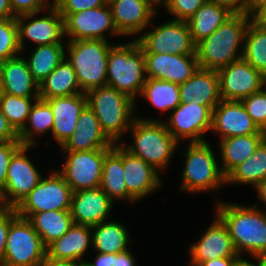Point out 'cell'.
Returning a JSON list of instances; mask_svg holds the SVG:
<instances>
[{"label":"cell","instance_id":"1","mask_svg":"<svg viewBox=\"0 0 266 266\" xmlns=\"http://www.w3.org/2000/svg\"><path fill=\"white\" fill-rule=\"evenodd\" d=\"M216 206L214 214L227 226L239 257L246 252L254 258H266V211L222 201Z\"/></svg>","mask_w":266,"mask_h":266},{"label":"cell","instance_id":"2","mask_svg":"<svg viewBox=\"0 0 266 266\" xmlns=\"http://www.w3.org/2000/svg\"><path fill=\"white\" fill-rule=\"evenodd\" d=\"M254 18L251 14H232L210 36L196 45L199 68L218 70L243 57L246 29ZM241 43V44H240ZM238 52V54H237Z\"/></svg>","mask_w":266,"mask_h":266},{"label":"cell","instance_id":"3","mask_svg":"<svg viewBox=\"0 0 266 266\" xmlns=\"http://www.w3.org/2000/svg\"><path fill=\"white\" fill-rule=\"evenodd\" d=\"M129 130L134 145L122 144L123 147L156 170L165 172L179 142L167 130L164 121L136 117Z\"/></svg>","mask_w":266,"mask_h":266},{"label":"cell","instance_id":"4","mask_svg":"<svg viewBox=\"0 0 266 266\" xmlns=\"http://www.w3.org/2000/svg\"><path fill=\"white\" fill-rule=\"evenodd\" d=\"M86 97L105 135L114 144L121 143L122 133L128 131L136 118L133 117L136 102L109 85L88 91Z\"/></svg>","mask_w":266,"mask_h":266},{"label":"cell","instance_id":"5","mask_svg":"<svg viewBox=\"0 0 266 266\" xmlns=\"http://www.w3.org/2000/svg\"><path fill=\"white\" fill-rule=\"evenodd\" d=\"M147 79L144 52L134 39L113 45L108 54L107 85L136 100Z\"/></svg>","mask_w":266,"mask_h":266},{"label":"cell","instance_id":"6","mask_svg":"<svg viewBox=\"0 0 266 266\" xmlns=\"http://www.w3.org/2000/svg\"><path fill=\"white\" fill-rule=\"evenodd\" d=\"M65 55L73 67L82 93L107 85V61L110 48L108 41L80 39L68 41Z\"/></svg>","mask_w":266,"mask_h":266},{"label":"cell","instance_id":"7","mask_svg":"<svg viewBox=\"0 0 266 266\" xmlns=\"http://www.w3.org/2000/svg\"><path fill=\"white\" fill-rule=\"evenodd\" d=\"M186 150L180 190L186 193H200L212 189L220 190L221 186L226 185V177L207 141L189 142Z\"/></svg>","mask_w":266,"mask_h":266},{"label":"cell","instance_id":"8","mask_svg":"<svg viewBox=\"0 0 266 266\" xmlns=\"http://www.w3.org/2000/svg\"><path fill=\"white\" fill-rule=\"evenodd\" d=\"M46 256V247L32 223L17 216L10 224L4 259L0 266H40Z\"/></svg>","mask_w":266,"mask_h":266},{"label":"cell","instance_id":"9","mask_svg":"<svg viewBox=\"0 0 266 266\" xmlns=\"http://www.w3.org/2000/svg\"><path fill=\"white\" fill-rule=\"evenodd\" d=\"M52 172L15 208L18 216L29 219L34 213L43 211L71 210L73 191L58 171Z\"/></svg>","mask_w":266,"mask_h":266},{"label":"cell","instance_id":"10","mask_svg":"<svg viewBox=\"0 0 266 266\" xmlns=\"http://www.w3.org/2000/svg\"><path fill=\"white\" fill-rule=\"evenodd\" d=\"M110 149L65 152L67 156L63 169L58 172L73 192L99 188L102 181L103 162Z\"/></svg>","mask_w":266,"mask_h":266},{"label":"cell","instance_id":"11","mask_svg":"<svg viewBox=\"0 0 266 266\" xmlns=\"http://www.w3.org/2000/svg\"><path fill=\"white\" fill-rule=\"evenodd\" d=\"M32 147L22 145L9 162L6 184L0 191L4 207L16 208L42 179L40 172L25 154Z\"/></svg>","mask_w":266,"mask_h":266},{"label":"cell","instance_id":"12","mask_svg":"<svg viewBox=\"0 0 266 266\" xmlns=\"http://www.w3.org/2000/svg\"><path fill=\"white\" fill-rule=\"evenodd\" d=\"M135 40L144 53L196 54L188 24L182 20L172 19Z\"/></svg>","mask_w":266,"mask_h":266},{"label":"cell","instance_id":"13","mask_svg":"<svg viewBox=\"0 0 266 266\" xmlns=\"http://www.w3.org/2000/svg\"><path fill=\"white\" fill-rule=\"evenodd\" d=\"M222 100L242 99L266 86V77L243 57L217 70Z\"/></svg>","mask_w":266,"mask_h":266},{"label":"cell","instance_id":"14","mask_svg":"<svg viewBox=\"0 0 266 266\" xmlns=\"http://www.w3.org/2000/svg\"><path fill=\"white\" fill-rule=\"evenodd\" d=\"M164 123L178 142L181 138H188L190 143L204 142L207 141L204 133L211 132L212 111L207 106L194 104V102L180 103L173 110L169 122Z\"/></svg>","mask_w":266,"mask_h":266},{"label":"cell","instance_id":"15","mask_svg":"<svg viewBox=\"0 0 266 266\" xmlns=\"http://www.w3.org/2000/svg\"><path fill=\"white\" fill-rule=\"evenodd\" d=\"M120 36L113 22L109 4L69 14L64 19V35L69 41L80 39H101L107 41L104 33Z\"/></svg>","mask_w":266,"mask_h":266},{"label":"cell","instance_id":"16","mask_svg":"<svg viewBox=\"0 0 266 266\" xmlns=\"http://www.w3.org/2000/svg\"><path fill=\"white\" fill-rule=\"evenodd\" d=\"M49 15L34 19L38 13L24 14L16 17L18 24L19 46L25 49L24 38L33 41L36 46L62 44L64 35V18L51 4ZM29 19V20H28ZM30 19H32L30 21ZM29 22H28V21Z\"/></svg>","mask_w":266,"mask_h":266},{"label":"cell","instance_id":"17","mask_svg":"<svg viewBox=\"0 0 266 266\" xmlns=\"http://www.w3.org/2000/svg\"><path fill=\"white\" fill-rule=\"evenodd\" d=\"M147 78L182 84L199 68L197 55L144 53Z\"/></svg>","mask_w":266,"mask_h":266},{"label":"cell","instance_id":"18","mask_svg":"<svg viewBox=\"0 0 266 266\" xmlns=\"http://www.w3.org/2000/svg\"><path fill=\"white\" fill-rule=\"evenodd\" d=\"M211 131L219 133L220 139L239 135L266 134L253 122L243 103L236 100H221L212 110Z\"/></svg>","mask_w":266,"mask_h":266},{"label":"cell","instance_id":"19","mask_svg":"<svg viewBox=\"0 0 266 266\" xmlns=\"http://www.w3.org/2000/svg\"><path fill=\"white\" fill-rule=\"evenodd\" d=\"M215 217L213 223L202 234L201 239L189 248L192 266L217 258L239 257L227 226L217 215Z\"/></svg>","mask_w":266,"mask_h":266},{"label":"cell","instance_id":"20","mask_svg":"<svg viewBox=\"0 0 266 266\" xmlns=\"http://www.w3.org/2000/svg\"><path fill=\"white\" fill-rule=\"evenodd\" d=\"M113 22L120 35H134L152 24L155 6L149 0H111Z\"/></svg>","mask_w":266,"mask_h":266},{"label":"cell","instance_id":"21","mask_svg":"<svg viewBox=\"0 0 266 266\" xmlns=\"http://www.w3.org/2000/svg\"><path fill=\"white\" fill-rule=\"evenodd\" d=\"M124 181L127 200L134 203L161 187L158 171L123 147Z\"/></svg>","mask_w":266,"mask_h":266},{"label":"cell","instance_id":"22","mask_svg":"<svg viewBox=\"0 0 266 266\" xmlns=\"http://www.w3.org/2000/svg\"><path fill=\"white\" fill-rule=\"evenodd\" d=\"M113 201L99 187L73 192L71 216L75 224L93 227L107 221Z\"/></svg>","mask_w":266,"mask_h":266},{"label":"cell","instance_id":"23","mask_svg":"<svg viewBox=\"0 0 266 266\" xmlns=\"http://www.w3.org/2000/svg\"><path fill=\"white\" fill-rule=\"evenodd\" d=\"M114 143L103 132L94 111L87 105L77 119L73 134L61 146L63 152L112 148Z\"/></svg>","mask_w":266,"mask_h":266},{"label":"cell","instance_id":"24","mask_svg":"<svg viewBox=\"0 0 266 266\" xmlns=\"http://www.w3.org/2000/svg\"><path fill=\"white\" fill-rule=\"evenodd\" d=\"M180 103L207 106L211 111L222 100L217 70L198 68L184 83L179 84Z\"/></svg>","mask_w":266,"mask_h":266},{"label":"cell","instance_id":"25","mask_svg":"<svg viewBox=\"0 0 266 266\" xmlns=\"http://www.w3.org/2000/svg\"><path fill=\"white\" fill-rule=\"evenodd\" d=\"M53 111L54 124L52 136L60 147L73 134L77 119L87 106L86 93L45 99Z\"/></svg>","mask_w":266,"mask_h":266},{"label":"cell","instance_id":"26","mask_svg":"<svg viewBox=\"0 0 266 266\" xmlns=\"http://www.w3.org/2000/svg\"><path fill=\"white\" fill-rule=\"evenodd\" d=\"M92 228L73 224L60 238L46 247V256L59 260L82 261L81 259L92 246Z\"/></svg>","mask_w":266,"mask_h":266},{"label":"cell","instance_id":"27","mask_svg":"<svg viewBox=\"0 0 266 266\" xmlns=\"http://www.w3.org/2000/svg\"><path fill=\"white\" fill-rule=\"evenodd\" d=\"M5 93L17 97H39V84L31 75L23 57H14L0 63Z\"/></svg>","mask_w":266,"mask_h":266},{"label":"cell","instance_id":"28","mask_svg":"<svg viewBox=\"0 0 266 266\" xmlns=\"http://www.w3.org/2000/svg\"><path fill=\"white\" fill-rule=\"evenodd\" d=\"M266 138V134L239 135L221 139L219 142L222 166L226 177L235 167L249 158Z\"/></svg>","mask_w":266,"mask_h":266},{"label":"cell","instance_id":"29","mask_svg":"<svg viewBox=\"0 0 266 266\" xmlns=\"http://www.w3.org/2000/svg\"><path fill=\"white\" fill-rule=\"evenodd\" d=\"M100 188L112 201L127 199V187L124 181L122 143L114 144L105 155Z\"/></svg>","mask_w":266,"mask_h":266},{"label":"cell","instance_id":"30","mask_svg":"<svg viewBox=\"0 0 266 266\" xmlns=\"http://www.w3.org/2000/svg\"><path fill=\"white\" fill-rule=\"evenodd\" d=\"M231 15L226 8L208 0L186 21L194 44L210 36Z\"/></svg>","mask_w":266,"mask_h":266},{"label":"cell","instance_id":"31","mask_svg":"<svg viewBox=\"0 0 266 266\" xmlns=\"http://www.w3.org/2000/svg\"><path fill=\"white\" fill-rule=\"evenodd\" d=\"M82 93L76 73L66 58L39 84V99Z\"/></svg>","mask_w":266,"mask_h":266},{"label":"cell","instance_id":"32","mask_svg":"<svg viewBox=\"0 0 266 266\" xmlns=\"http://www.w3.org/2000/svg\"><path fill=\"white\" fill-rule=\"evenodd\" d=\"M92 228V248L97 253L117 254L128 249L127 228L119 222L104 221Z\"/></svg>","mask_w":266,"mask_h":266},{"label":"cell","instance_id":"33","mask_svg":"<svg viewBox=\"0 0 266 266\" xmlns=\"http://www.w3.org/2000/svg\"><path fill=\"white\" fill-rule=\"evenodd\" d=\"M28 220L40 235L45 247L63 236L74 224L70 210L34 213Z\"/></svg>","mask_w":266,"mask_h":266},{"label":"cell","instance_id":"34","mask_svg":"<svg viewBox=\"0 0 266 266\" xmlns=\"http://www.w3.org/2000/svg\"><path fill=\"white\" fill-rule=\"evenodd\" d=\"M243 58L266 77V24L254 17L245 32Z\"/></svg>","mask_w":266,"mask_h":266},{"label":"cell","instance_id":"35","mask_svg":"<svg viewBox=\"0 0 266 266\" xmlns=\"http://www.w3.org/2000/svg\"><path fill=\"white\" fill-rule=\"evenodd\" d=\"M266 179V138L255 152L244 162L235 167L227 176L226 184H250L255 187Z\"/></svg>","mask_w":266,"mask_h":266},{"label":"cell","instance_id":"36","mask_svg":"<svg viewBox=\"0 0 266 266\" xmlns=\"http://www.w3.org/2000/svg\"><path fill=\"white\" fill-rule=\"evenodd\" d=\"M65 45H38L25 59L34 80L40 84L65 58Z\"/></svg>","mask_w":266,"mask_h":266},{"label":"cell","instance_id":"37","mask_svg":"<svg viewBox=\"0 0 266 266\" xmlns=\"http://www.w3.org/2000/svg\"><path fill=\"white\" fill-rule=\"evenodd\" d=\"M53 124L52 108L45 100L37 99L32 105L25 127L18 133L19 141L22 145L36 146L34 136L52 132Z\"/></svg>","mask_w":266,"mask_h":266},{"label":"cell","instance_id":"38","mask_svg":"<svg viewBox=\"0 0 266 266\" xmlns=\"http://www.w3.org/2000/svg\"><path fill=\"white\" fill-rule=\"evenodd\" d=\"M140 96L163 112L173 111L180 104L179 84L147 78Z\"/></svg>","mask_w":266,"mask_h":266},{"label":"cell","instance_id":"39","mask_svg":"<svg viewBox=\"0 0 266 266\" xmlns=\"http://www.w3.org/2000/svg\"><path fill=\"white\" fill-rule=\"evenodd\" d=\"M37 99L39 97H17L9 93H4L0 98L1 110L17 133L25 127L32 105Z\"/></svg>","mask_w":266,"mask_h":266},{"label":"cell","instance_id":"40","mask_svg":"<svg viewBox=\"0 0 266 266\" xmlns=\"http://www.w3.org/2000/svg\"><path fill=\"white\" fill-rule=\"evenodd\" d=\"M18 24L16 17L0 19V63L20 56Z\"/></svg>","mask_w":266,"mask_h":266},{"label":"cell","instance_id":"41","mask_svg":"<svg viewBox=\"0 0 266 266\" xmlns=\"http://www.w3.org/2000/svg\"><path fill=\"white\" fill-rule=\"evenodd\" d=\"M264 86L261 90L241 100L247 113L252 118L257 127L266 132V90Z\"/></svg>","mask_w":266,"mask_h":266},{"label":"cell","instance_id":"42","mask_svg":"<svg viewBox=\"0 0 266 266\" xmlns=\"http://www.w3.org/2000/svg\"><path fill=\"white\" fill-rule=\"evenodd\" d=\"M208 0H166L165 9L175 20L187 21Z\"/></svg>","mask_w":266,"mask_h":266},{"label":"cell","instance_id":"43","mask_svg":"<svg viewBox=\"0 0 266 266\" xmlns=\"http://www.w3.org/2000/svg\"><path fill=\"white\" fill-rule=\"evenodd\" d=\"M52 5L59 11L65 19L69 14H74L83 10L102 7L108 4L106 0H52Z\"/></svg>","mask_w":266,"mask_h":266},{"label":"cell","instance_id":"44","mask_svg":"<svg viewBox=\"0 0 266 266\" xmlns=\"http://www.w3.org/2000/svg\"><path fill=\"white\" fill-rule=\"evenodd\" d=\"M21 146L20 141H0V191L6 184L9 162Z\"/></svg>","mask_w":266,"mask_h":266},{"label":"cell","instance_id":"45","mask_svg":"<svg viewBox=\"0 0 266 266\" xmlns=\"http://www.w3.org/2000/svg\"><path fill=\"white\" fill-rule=\"evenodd\" d=\"M10 6L15 17L30 14L40 13L42 10H47L52 3L50 0H9Z\"/></svg>","mask_w":266,"mask_h":266},{"label":"cell","instance_id":"46","mask_svg":"<svg viewBox=\"0 0 266 266\" xmlns=\"http://www.w3.org/2000/svg\"><path fill=\"white\" fill-rule=\"evenodd\" d=\"M17 216L15 208H8L4 206L0 207V263L4 259L9 226Z\"/></svg>","mask_w":266,"mask_h":266},{"label":"cell","instance_id":"47","mask_svg":"<svg viewBox=\"0 0 266 266\" xmlns=\"http://www.w3.org/2000/svg\"><path fill=\"white\" fill-rule=\"evenodd\" d=\"M226 8L232 14H248L247 0H209Z\"/></svg>","mask_w":266,"mask_h":266},{"label":"cell","instance_id":"48","mask_svg":"<svg viewBox=\"0 0 266 266\" xmlns=\"http://www.w3.org/2000/svg\"><path fill=\"white\" fill-rule=\"evenodd\" d=\"M0 141H19V135L10 125L0 107Z\"/></svg>","mask_w":266,"mask_h":266},{"label":"cell","instance_id":"49","mask_svg":"<svg viewBox=\"0 0 266 266\" xmlns=\"http://www.w3.org/2000/svg\"><path fill=\"white\" fill-rule=\"evenodd\" d=\"M135 258L129 249L117 253L112 266H135Z\"/></svg>","mask_w":266,"mask_h":266},{"label":"cell","instance_id":"50","mask_svg":"<svg viewBox=\"0 0 266 266\" xmlns=\"http://www.w3.org/2000/svg\"><path fill=\"white\" fill-rule=\"evenodd\" d=\"M248 14L258 17L266 9V0H247Z\"/></svg>","mask_w":266,"mask_h":266},{"label":"cell","instance_id":"51","mask_svg":"<svg viewBox=\"0 0 266 266\" xmlns=\"http://www.w3.org/2000/svg\"><path fill=\"white\" fill-rule=\"evenodd\" d=\"M239 257H223L201 262L197 266H232Z\"/></svg>","mask_w":266,"mask_h":266},{"label":"cell","instance_id":"52","mask_svg":"<svg viewBox=\"0 0 266 266\" xmlns=\"http://www.w3.org/2000/svg\"><path fill=\"white\" fill-rule=\"evenodd\" d=\"M115 257L116 254L98 253L94 262H89V264L91 266H112Z\"/></svg>","mask_w":266,"mask_h":266},{"label":"cell","instance_id":"53","mask_svg":"<svg viewBox=\"0 0 266 266\" xmlns=\"http://www.w3.org/2000/svg\"><path fill=\"white\" fill-rule=\"evenodd\" d=\"M40 266H78V262L70 260H59L45 256Z\"/></svg>","mask_w":266,"mask_h":266},{"label":"cell","instance_id":"54","mask_svg":"<svg viewBox=\"0 0 266 266\" xmlns=\"http://www.w3.org/2000/svg\"><path fill=\"white\" fill-rule=\"evenodd\" d=\"M15 17L13 15L10 1L9 0H0V19H8Z\"/></svg>","mask_w":266,"mask_h":266},{"label":"cell","instance_id":"55","mask_svg":"<svg viewBox=\"0 0 266 266\" xmlns=\"http://www.w3.org/2000/svg\"><path fill=\"white\" fill-rule=\"evenodd\" d=\"M254 188L258 192L259 201L264 202L266 205V179L258 183Z\"/></svg>","mask_w":266,"mask_h":266},{"label":"cell","instance_id":"56","mask_svg":"<svg viewBox=\"0 0 266 266\" xmlns=\"http://www.w3.org/2000/svg\"><path fill=\"white\" fill-rule=\"evenodd\" d=\"M232 266H256V264L253 262H249L248 260L240 256Z\"/></svg>","mask_w":266,"mask_h":266},{"label":"cell","instance_id":"57","mask_svg":"<svg viewBox=\"0 0 266 266\" xmlns=\"http://www.w3.org/2000/svg\"><path fill=\"white\" fill-rule=\"evenodd\" d=\"M4 93H5V89H4V83H3V76L0 70V98L4 95Z\"/></svg>","mask_w":266,"mask_h":266},{"label":"cell","instance_id":"58","mask_svg":"<svg viewBox=\"0 0 266 266\" xmlns=\"http://www.w3.org/2000/svg\"><path fill=\"white\" fill-rule=\"evenodd\" d=\"M257 260L256 266H266V258H254Z\"/></svg>","mask_w":266,"mask_h":266},{"label":"cell","instance_id":"59","mask_svg":"<svg viewBox=\"0 0 266 266\" xmlns=\"http://www.w3.org/2000/svg\"><path fill=\"white\" fill-rule=\"evenodd\" d=\"M258 17L266 24V9Z\"/></svg>","mask_w":266,"mask_h":266},{"label":"cell","instance_id":"60","mask_svg":"<svg viewBox=\"0 0 266 266\" xmlns=\"http://www.w3.org/2000/svg\"><path fill=\"white\" fill-rule=\"evenodd\" d=\"M154 6H156L157 4L160 5V3H165L166 0H149Z\"/></svg>","mask_w":266,"mask_h":266},{"label":"cell","instance_id":"61","mask_svg":"<svg viewBox=\"0 0 266 266\" xmlns=\"http://www.w3.org/2000/svg\"><path fill=\"white\" fill-rule=\"evenodd\" d=\"M78 266H91V265L89 264L88 261L86 262V261H83V260H82V261H79V262H78Z\"/></svg>","mask_w":266,"mask_h":266}]
</instances>
